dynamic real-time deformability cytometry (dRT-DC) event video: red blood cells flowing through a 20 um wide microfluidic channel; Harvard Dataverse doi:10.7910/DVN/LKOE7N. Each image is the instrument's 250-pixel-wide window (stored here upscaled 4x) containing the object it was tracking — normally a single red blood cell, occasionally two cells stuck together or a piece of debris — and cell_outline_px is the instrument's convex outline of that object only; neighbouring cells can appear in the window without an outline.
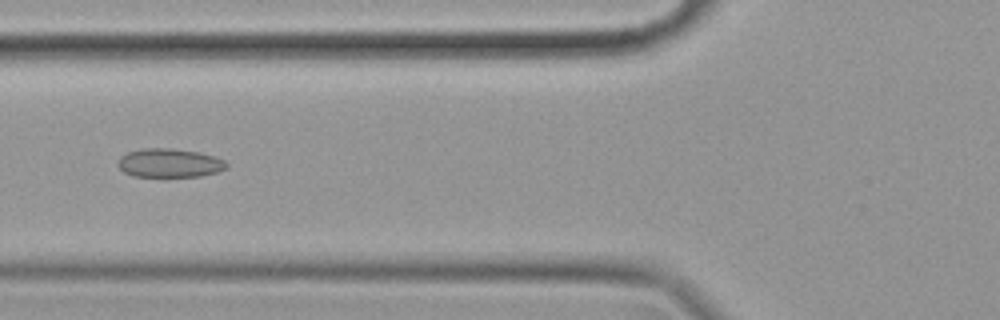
{"species": "common noctule bat (a hibernating species)", "species_latin": "Nyctalus noctula", "temperature_condition": "cold", "stored_images_in_passage": 56, "camera_frame_rate_fps": 3000, "um_per_image_px": 0.085, "animal": {"sex": "female", "body_mass_g": 19.9}, "frame": {"image": 1, "passage_image": 21, "time_ms": 6.667, "image_size_px": [1000, 320], "cell_outline_px": [[228, 168], [216, 172], [200, 176], [164, 180], [132, 176], [124, 172], [116, 164], [120, 156], [128, 152], [144, 148], [172, 148], [200, 152], [224, 160], [228, 164]], "centroid_in_image_um": [14.37, 13.91], "position_along_channel_um": 111.4, "area_um2": 19.19}}
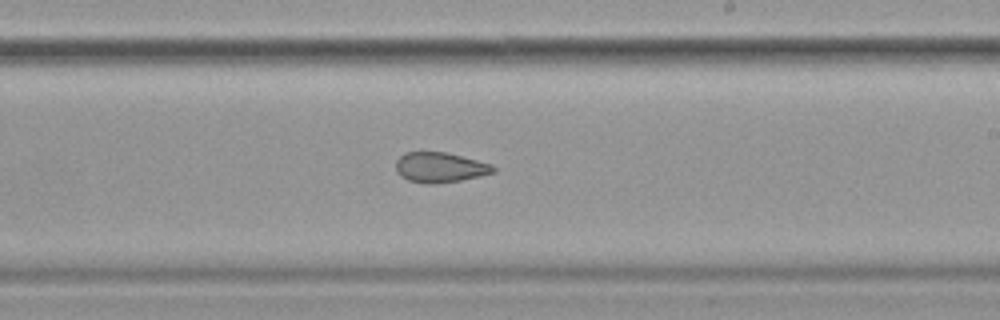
{"frame": {"image": 2, "passage_image": 33, "time_ms": 10.667, "image_size_px": [1000, 320], "cell_outline_px": [[496, 172], [480, 176], [460, 180], [432, 184], [424, 184], [408, 180], [400, 176], [396, 172], [396, 160], [404, 152], [444, 152], [492, 164], [496, 168]], "centroid_in_image_um": [37.38, 14.23], "position_along_channel_um": 251.6, "area_um2": 17.11}}
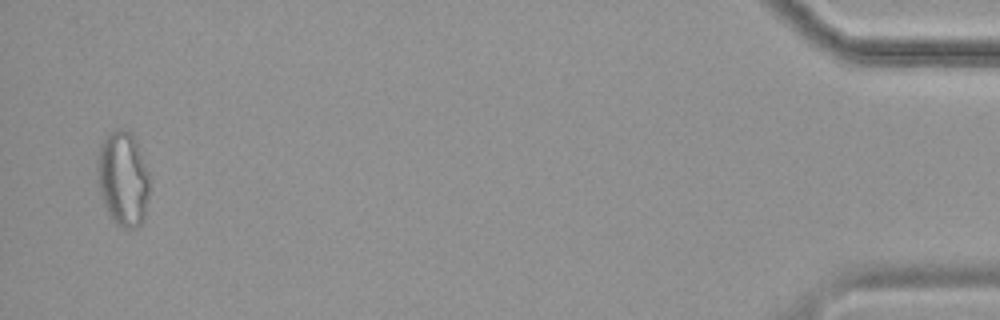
{"frame": {"image": 3, "passage_image": 55, "time_ms": 18.0, "image_size_px": [1000, 320], "cell_outline_px": [[148, 196], [144, 220], [136, 228], [120, 228], [112, 220], [104, 204], [96, 180], [96, 164], [100, 144], [104, 136], [116, 128], [124, 128], [136, 140], [148, 172]], "centroid_in_image_um": [10.42, 15.18], "position_along_channel_um": 424.8, "area_um2": 29.13}, "authors_computed_cell_mechanics": {"area_um2": 20.5479, "velocity_mm_per_s": 3.5183, "shape_relaxation_time_tau1_ms": null, "shape_relaxation_time_tau2_ms": 3.4778, "deformation_change_tau1": null, "deformation_change_tau2": 0.0904}}